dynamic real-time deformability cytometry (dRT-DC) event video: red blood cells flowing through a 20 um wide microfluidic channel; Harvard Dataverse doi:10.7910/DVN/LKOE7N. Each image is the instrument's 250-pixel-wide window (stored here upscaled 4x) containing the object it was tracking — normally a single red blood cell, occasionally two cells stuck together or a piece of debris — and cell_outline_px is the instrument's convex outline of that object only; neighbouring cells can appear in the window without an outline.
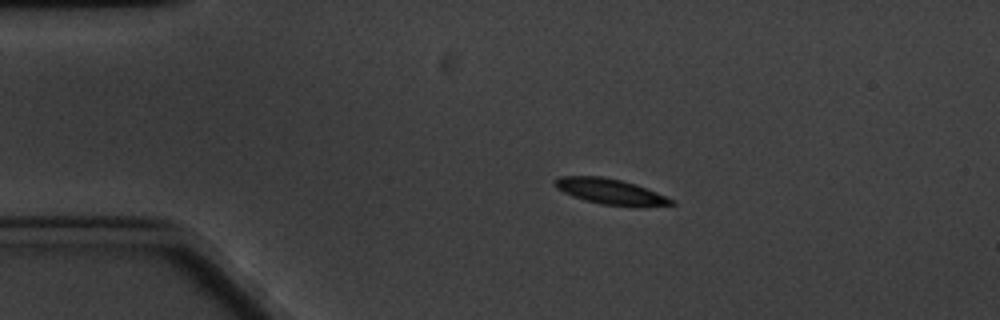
{"species": "common noctule bat (a hibernating species)", "species_latin": "Nyctalus noctula", "temperature_condition": "cold", "stored_images_in_passage": 51, "camera_frame_rate_fps": 3000, "um_per_image_px": 0.085, "animal": {"sex": "male", "body_mass_g": 20.1, "forearm_length_mm": 53.5}, "frame": {"image": 1, "passage_image": 1, "time_ms": 0.0, "image_size_px": [1000, 320], "cell_outline_px": [[676, 204], [644, 208], [600, 204], [584, 200], [572, 196], [556, 188], [552, 184], [560, 176], [600, 176], [620, 180], [656, 192], [676, 200]], "centroid_in_image_um": [51.92, 16.32], "position_along_channel_um": 33.1, "area_um2": 17.51}}
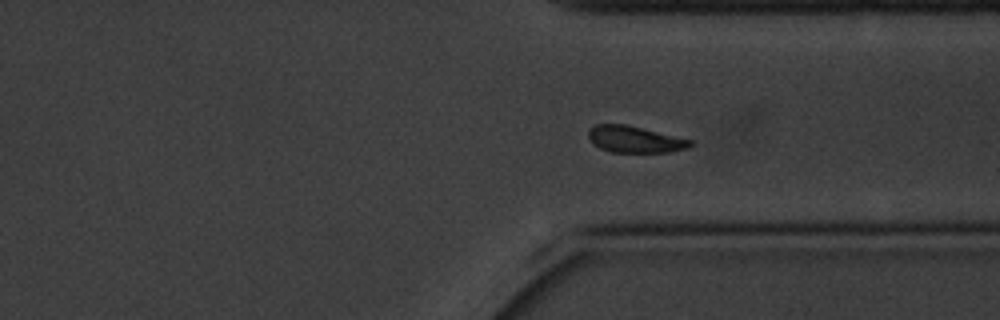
{"frame": {"image": 2, "passage_image": 35, "time_ms": 11.333, "image_size_px": [1000, 320], "cell_outline_px": [[692, 144], [688, 148], [672, 152], [608, 152], [592, 144], [588, 136], [588, 128], [596, 124], [624, 124], [692, 140]], "centroid_in_image_um": [53.91, 11.85], "position_along_channel_um": 357.5, "area_um2": 15.78}}
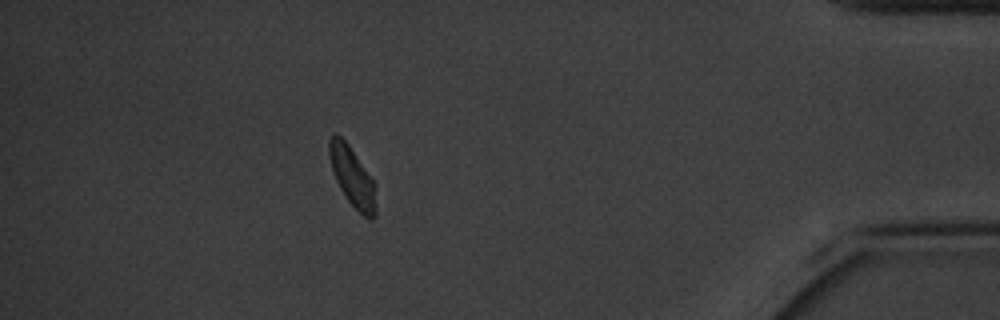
{"frame": {"image": 3, "passage_image": 44, "time_ms": 14.333, "image_size_px": [1000, 320], "cell_outline_px": [[376, 216], [372, 220], [368, 220], [348, 200], [340, 188], [336, 180], [328, 156], [328, 140], [332, 132], [336, 132], [348, 144], [376, 184]], "centroid_in_image_um": [29.95, 15.02], "position_along_channel_um": 405.2, "area_um2": 16.36}, "authors_computed_cell_mechanics": {"area_um2": 16.6464, "velocity_mm_per_s": 3.2222, "shape_relaxation_time_tau1_ms": 1.8102, "shape_relaxation_time_tau2_ms": 2.3004, "deformation_change_tau1": 0.1343, "deformation_change_tau2": 0.076}}